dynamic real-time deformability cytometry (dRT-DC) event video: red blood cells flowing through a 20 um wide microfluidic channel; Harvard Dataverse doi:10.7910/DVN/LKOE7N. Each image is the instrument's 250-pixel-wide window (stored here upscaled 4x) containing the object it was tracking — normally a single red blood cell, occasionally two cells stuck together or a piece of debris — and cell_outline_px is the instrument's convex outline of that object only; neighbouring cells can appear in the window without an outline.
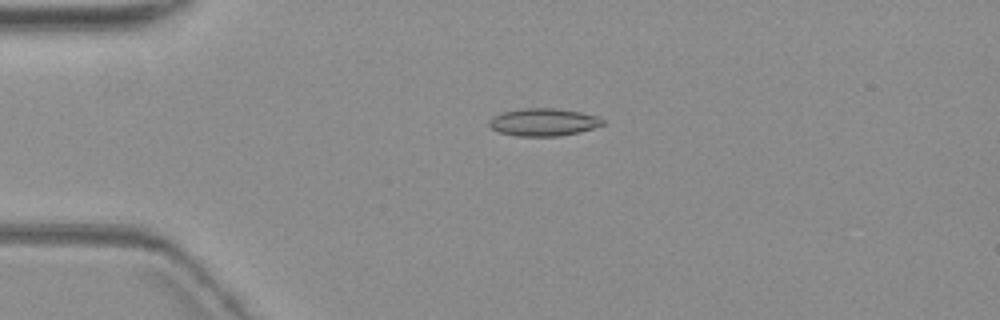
{"species": "common noctule bat (a hibernating species)", "species_latin": "Nyctalus noctula", "temperature_condition": "warm", "stored_images_in_passage": 2, "camera_frame_rate_fps": 3000, "um_per_image_px": 0.085, "animal": {"sex": "female", "body_mass_g": 19.3, "forearm_length_mm": 54.1}, "frame": {"image": 1, "passage_image": 1, "time_ms": 0.0, "image_size_px": [1000, 320], "cell_outline_px": [[604, 124], [580, 132], [560, 136], [516, 136], [500, 132], [492, 128], [488, 124], [488, 120], [492, 116], [500, 112], [524, 108], [556, 108], [580, 112], [596, 116], [604, 120]], "centroid_in_image_um": [46.16, 10.38], "position_along_channel_um": 38.8, "area_um2": 18.32}}